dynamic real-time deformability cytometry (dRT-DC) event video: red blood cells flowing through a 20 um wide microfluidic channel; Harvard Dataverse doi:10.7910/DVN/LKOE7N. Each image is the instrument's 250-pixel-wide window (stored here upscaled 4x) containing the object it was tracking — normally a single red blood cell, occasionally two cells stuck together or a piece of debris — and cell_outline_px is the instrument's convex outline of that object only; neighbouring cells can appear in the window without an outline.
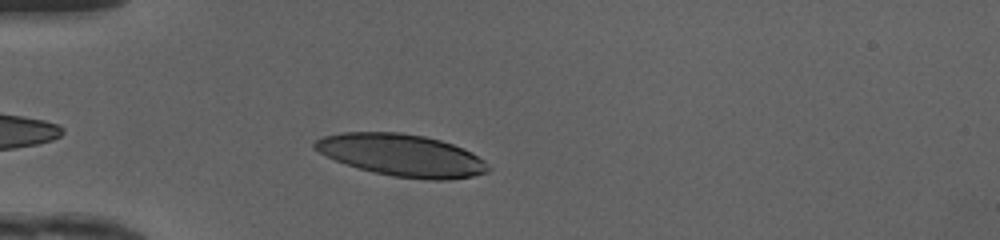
{"species": "human", "species_latin": "Homo sapiens", "temperature_condition": "cold", "stored_images_in_passage": 34, "camera_frame_rate_fps": 3000, "um_per_image_px": 0.085, "donor": {"sex": "female"}, "frame": {"image": 1, "passage_image": 3, "time_ms": 0.667, "image_size_px": [1000, 240], "cell_outline_px": [[492, 168], [488, 172], [472, 176], [448, 180], [432, 180], [392, 176], [372, 172], [336, 160], [312, 148], [312, 144], [316, 140], [324, 136], [340, 132], [400, 132], [424, 136], [440, 140], [464, 148], [472, 152], [484, 160]], "centroid_in_image_um": [34.18, 13.19], "position_along_channel_um": 50.8, "area_um2": 42.54}}
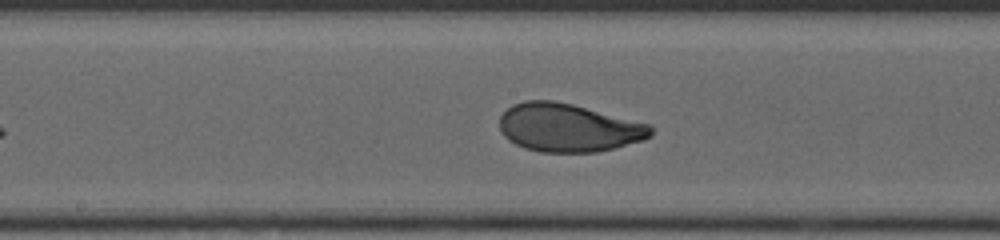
{"frame": {"image": 2, "passage_image": 15, "time_ms": 4.667, "image_size_px": [1000, 240], "cell_outline_px": [[652, 136], [644, 140], [616, 148], [596, 152], [540, 152], [524, 148], [508, 140], [500, 132], [500, 116], [512, 104], [524, 100], [552, 100], [572, 104], [652, 124]], "centroid_in_image_um": [48.33, 10.86], "position_along_channel_um": 199.9, "area_um2": 42.89}}
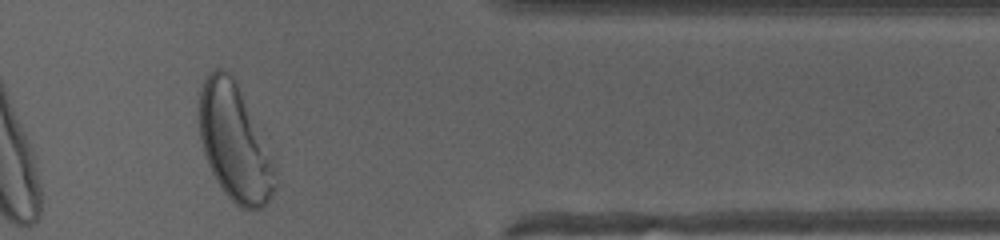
{"frame": {"image": 3, "passage_image": 30, "time_ms": 9.667, "image_size_px": [1000, 240], "cell_outline_px": [[276, 188], [272, 196], [260, 208], [240, 208], [224, 192], [216, 180], [208, 164], [200, 140], [200, 92], [204, 80], [208, 72], [216, 68], [220, 68], [228, 72], [236, 80], [276, 172]], "centroid_in_image_um": [19.9, 12.13], "position_along_channel_um": 391.5, "area_um2": 50.17}, "authors_computed_cell_mechanics": {"area_um2": 43.0032, "velocity_mm_per_s": 4.1533, "shape_relaxation_time_tau1_ms": 2.8303, "shape_relaxation_time_tau2_ms": null, "deformation_change_tau1": 0.1705, "deformation_change_tau2": null}}